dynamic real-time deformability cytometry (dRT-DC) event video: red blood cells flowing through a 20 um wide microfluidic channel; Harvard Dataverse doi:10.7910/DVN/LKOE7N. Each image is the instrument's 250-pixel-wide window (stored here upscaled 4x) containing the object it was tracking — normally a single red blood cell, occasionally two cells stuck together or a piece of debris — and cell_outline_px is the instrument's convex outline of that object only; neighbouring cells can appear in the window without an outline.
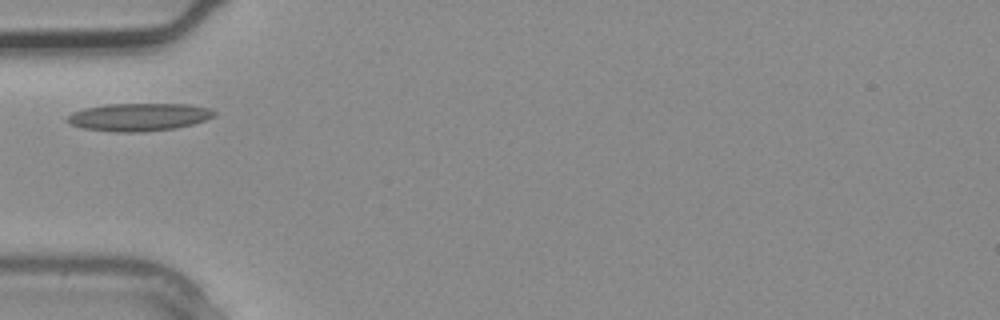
{"species": "common noctule bat (a hibernating species)", "species_latin": "Nyctalus noctula", "temperature_condition": "warm", "stored_images_in_passage": 1, "camera_frame_rate_fps": 3000, "um_per_image_px": 0.085, "animal": {"sex": "male", "body_mass_g": 20.4}, "frame": {"image": 1, "passage_image": 1, "time_ms": 0.0, "image_size_px": [1000, 320], "cell_outline_px": [[216, 116], [192, 124], [176, 128], [140, 132], [112, 132], [84, 128], [72, 124], [64, 120], [72, 112], [84, 108], [108, 104], [188, 104], [212, 108], [216, 112]], "centroid_in_image_um": [11.82, 9.94], "position_along_channel_um": 73.2, "area_um2": 23.87}}